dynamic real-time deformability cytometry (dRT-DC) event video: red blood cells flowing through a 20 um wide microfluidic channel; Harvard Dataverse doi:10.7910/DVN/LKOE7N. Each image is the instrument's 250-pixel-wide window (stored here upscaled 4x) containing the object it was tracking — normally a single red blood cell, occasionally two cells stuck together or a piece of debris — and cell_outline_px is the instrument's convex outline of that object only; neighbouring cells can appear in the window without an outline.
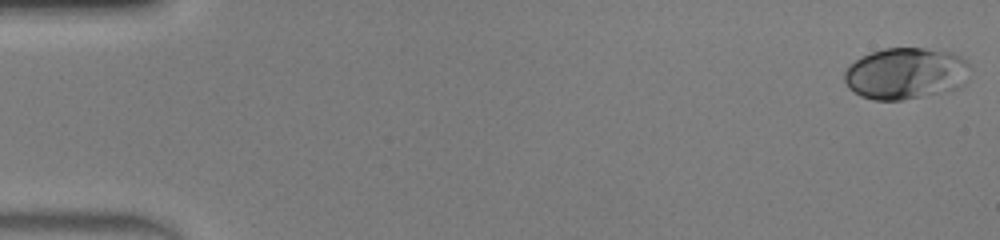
{"species": "human", "species_latin": "Homo sapiens", "temperature_condition": "warm", "stored_images_in_passage": 49, "camera_frame_rate_fps": 3000, "um_per_image_px": 0.085, "donor": {"sex": "male"}, "frame": {"image": 1, "passage_image": 1, "time_ms": 0.0, "image_size_px": [1000, 240], "cell_outline_px": [[972, 68], [968, 80], [964, 84], [956, 88], [920, 96], [900, 100], [872, 100], [860, 96], [848, 88], [844, 80], [844, 72], [848, 64], [860, 56], [884, 48], [924, 48], [952, 52], [960, 56]], "centroid_in_image_um": [76.96, 6.23], "position_along_channel_um": 8.0, "area_um2": 38.03}}
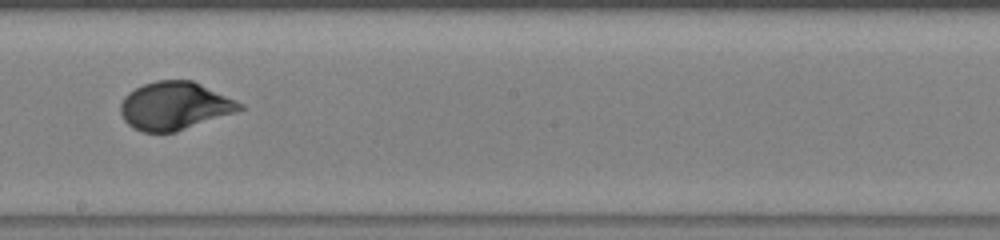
{"frame": {"image": 2, "passage_image": 28, "time_ms": 9.0, "image_size_px": [1000, 240], "cell_outline_px": [[244, 108], [236, 112], [176, 132], [144, 132], [128, 124], [124, 120], [120, 112], [120, 104], [124, 96], [128, 92], [144, 84], [156, 80], [192, 80], [236, 100], [244, 104]], "centroid_in_image_um": [14.84, 8.99], "position_along_channel_um": 233.4, "area_um2": 33.23}}
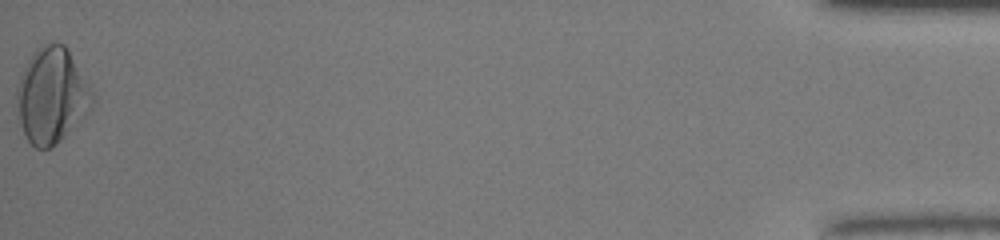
{"frame": {"image": 3, "passage_image": 49, "time_ms": 16.0, "image_size_px": [1000, 240], "cell_outline_px": [[96, 100], [92, 108], [52, 148], [36, 148], [28, 140], [24, 132], [20, 120], [16, 96], [16, 88], [32, 52], [36, 48], [52, 40], [64, 44], [68, 48], [92, 92]], "centroid_in_image_um": [4.41, 8.08], "position_along_channel_um": 430.8, "area_um2": 41.62}, "authors_computed_cell_mechanics": {"area_um2": 33.1194, "velocity_mm_per_s": 4.2397, "shape_relaxation_time_tau1_ms": 3.8356, "shape_relaxation_time_tau2_ms": null, "deformation_change_tau1": 0.1968, "deformation_change_tau2": null}}